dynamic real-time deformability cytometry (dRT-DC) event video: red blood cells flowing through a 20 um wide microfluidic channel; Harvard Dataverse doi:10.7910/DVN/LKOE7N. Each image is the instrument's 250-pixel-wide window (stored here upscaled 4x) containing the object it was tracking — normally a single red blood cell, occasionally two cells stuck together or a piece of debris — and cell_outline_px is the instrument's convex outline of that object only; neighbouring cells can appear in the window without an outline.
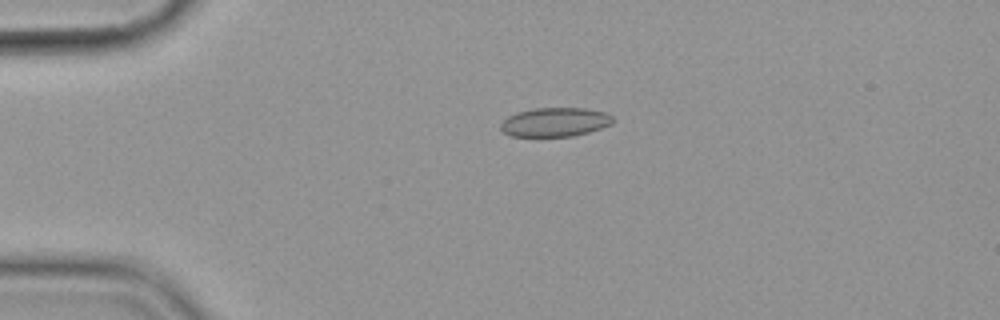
{"species": "common noctule bat (a hibernating species)", "species_latin": "Nyctalus noctula", "temperature_condition": "cold", "stored_images_in_passage": 4, "camera_frame_rate_fps": 3000, "um_per_image_px": 0.085, "animal": {"sex": "female", "body_mass_g": 19.9}, "frame": {"image": 1, "passage_image": 3, "time_ms": 2.333, "image_size_px": [1000, 320], "cell_outline_px": [[616, 120], [612, 124], [588, 132], [572, 136], [512, 136], [504, 132], [500, 128], [500, 124], [508, 116], [516, 112], [532, 108], [584, 108], [608, 112]], "centroid_in_image_um": [47.2, 10.36], "position_along_channel_um": 37.8, "area_um2": 19.07}}